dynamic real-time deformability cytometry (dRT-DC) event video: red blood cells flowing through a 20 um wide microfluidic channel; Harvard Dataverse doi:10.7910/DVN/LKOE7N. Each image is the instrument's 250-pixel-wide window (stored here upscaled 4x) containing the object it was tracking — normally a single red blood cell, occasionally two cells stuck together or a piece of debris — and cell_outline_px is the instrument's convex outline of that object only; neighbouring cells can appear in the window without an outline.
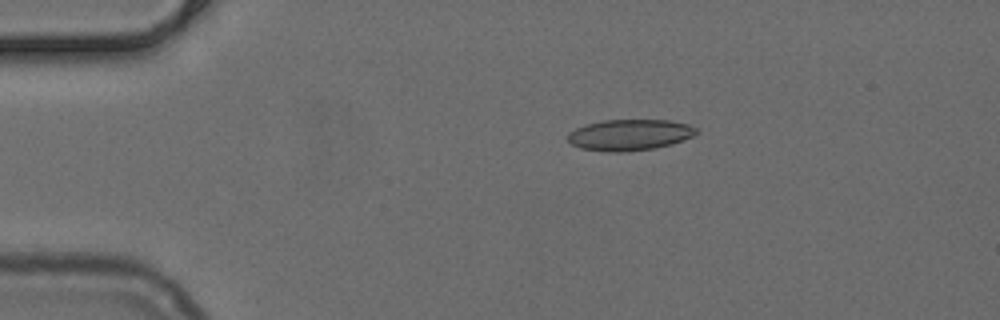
{"species": "common noctule bat (a hibernating species)", "species_latin": "Nyctalus noctula", "temperature_condition": "cold", "stored_images_in_passage": 42, "camera_frame_rate_fps": 3000, "um_per_image_px": 0.085, "animal": {"sex": "female", "body_mass_g": 24.6, "forearm_length_mm": 56.2}, "frame": {"image": 1, "passage_image": 1, "time_ms": 0.0, "image_size_px": [1000, 320], "cell_outline_px": [[696, 132], [692, 136], [684, 140], [672, 144], [656, 148], [624, 152], [608, 152], [580, 148], [572, 144], [568, 140], [568, 132], [576, 128], [588, 124], [604, 120], [668, 120], [688, 124], [696, 128]], "centroid_in_image_um": [53.51, 11.47], "position_along_channel_um": 31.5, "area_um2": 23.24}}
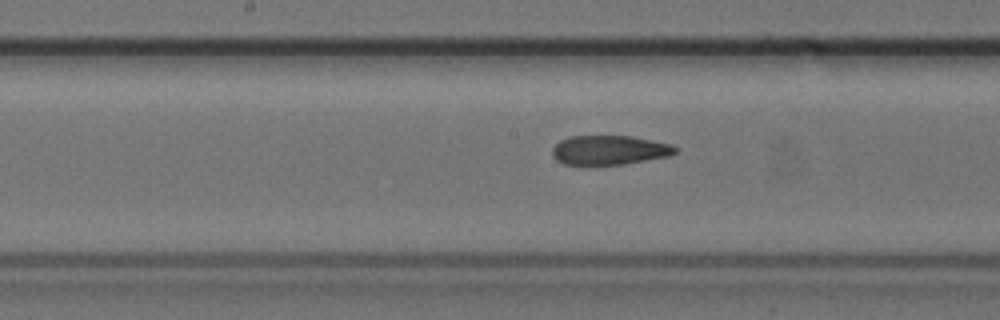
{"frame": {"image": 2, "passage_image": 17, "time_ms": 5.333, "image_size_px": [1000, 320], "cell_outline_px": [[680, 148], [676, 152], [668, 156], [624, 164], [584, 168], [564, 164], [556, 160], [552, 156], [552, 148], [560, 140], [568, 136], [632, 136], [672, 144]], "centroid_in_image_um": [51.74, 12.8], "position_along_channel_um": 196.5, "area_um2": 21.91}}
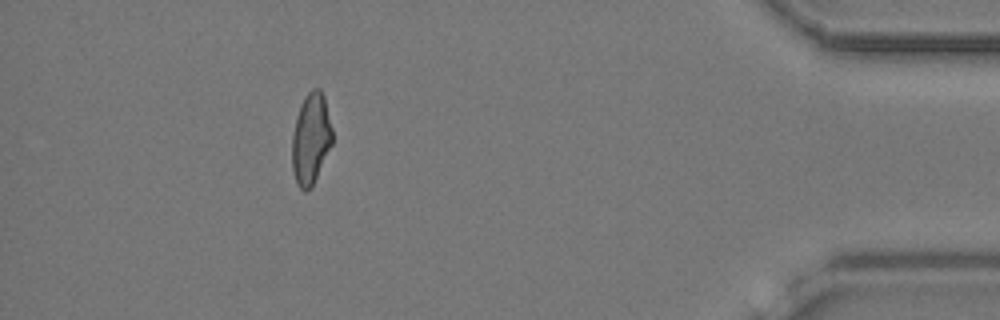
{"frame": {"image": 3, "passage_image": 37, "time_ms": 12.0, "image_size_px": [1000, 320], "cell_outline_px": [[332, 144], [312, 184], [304, 192], [296, 184], [292, 168], [292, 136], [300, 104], [304, 96], [312, 88], [320, 88], [324, 96], [332, 128]], "centroid_in_image_um": [26.41, 11.75], "position_along_channel_um": 408.8, "area_um2": 21.15}}